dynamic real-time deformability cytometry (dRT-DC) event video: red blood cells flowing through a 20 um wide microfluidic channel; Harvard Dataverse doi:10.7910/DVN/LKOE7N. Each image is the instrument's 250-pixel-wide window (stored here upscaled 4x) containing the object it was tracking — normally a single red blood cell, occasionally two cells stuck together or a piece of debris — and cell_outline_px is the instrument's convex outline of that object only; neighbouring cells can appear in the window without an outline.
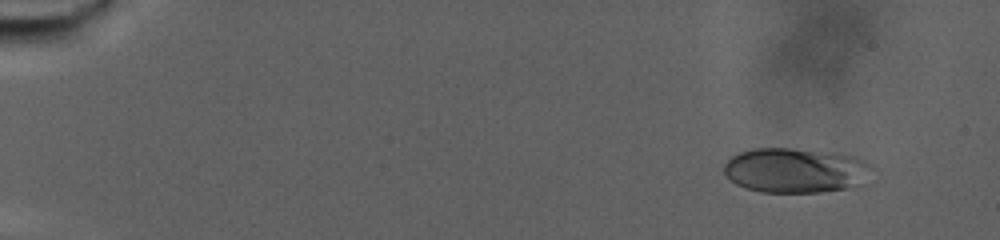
{"species": "human", "species_latin": "Homo sapiens", "temperature_condition": "warm", "stored_images_in_passage": 74, "camera_frame_rate_fps": 3000, "um_per_image_px": 0.085, "donor": {"sex": "male"}, "frame": {"image": 1, "passage_image": 1, "time_ms": 0.0, "image_size_px": [1000, 240], "cell_outline_px": [[876, 168], [856, 184], [844, 188], [820, 192], [760, 192], [736, 184], [728, 180], [724, 172], [724, 164], [732, 156], [740, 152], [752, 148], [792, 148], [856, 156], [872, 164]], "centroid_in_image_um": [67.57, 14.47], "position_along_channel_um": 17.4, "area_um2": 38.44}}
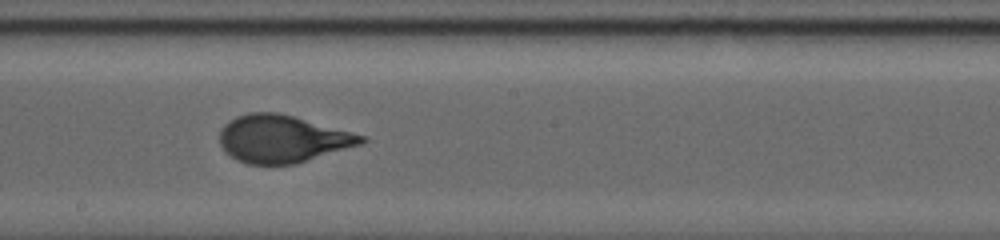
{"frame": {"image": 2, "passage_image": 41, "time_ms": 13.333, "image_size_px": [1000, 240], "cell_outline_px": [[368, 140], [364, 144], [296, 164], [248, 164], [236, 160], [224, 152], [220, 144], [220, 132], [224, 124], [236, 116], [248, 112], [276, 112], [292, 116], [368, 136]], "centroid_in_image_um": [24.03, 11.81], "position_along_channel_um": 224.2, "area_um2": 39.48}}
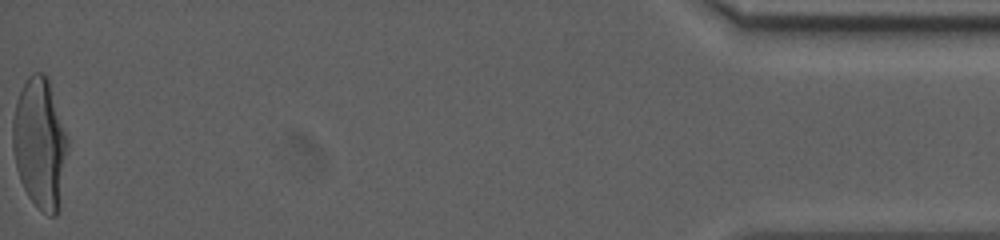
{"frame": {"image": 3, "passage_image": 74, "time_ms": 24.333, "image_size_px": [1000, 240], "cell_outline_px": [[68, 148], [60, 208], [56, 216], [48, 216], [28, 196], [20, 180], [16, 168], [12, 148], [12, 116], [16, 100], [28, 76], [32, 72], [44, 72], [48, 76], [68, 140]], "centroid_in_image_um": [3.39, 12.18], "position_along_channel_um": 431.8, "area_um2": 42.25}, "authors_computed_cell_mechanics": {"area_um2": 38.6971, "velocity_mm_per_s": 2.6594, "shape_relaxation_time_tau1_ms": 6.4818, "shape_relaxation_time_tau2_ms": null, "deformation_change_tau1": 0.222, "deformation_change_tau2": null}}